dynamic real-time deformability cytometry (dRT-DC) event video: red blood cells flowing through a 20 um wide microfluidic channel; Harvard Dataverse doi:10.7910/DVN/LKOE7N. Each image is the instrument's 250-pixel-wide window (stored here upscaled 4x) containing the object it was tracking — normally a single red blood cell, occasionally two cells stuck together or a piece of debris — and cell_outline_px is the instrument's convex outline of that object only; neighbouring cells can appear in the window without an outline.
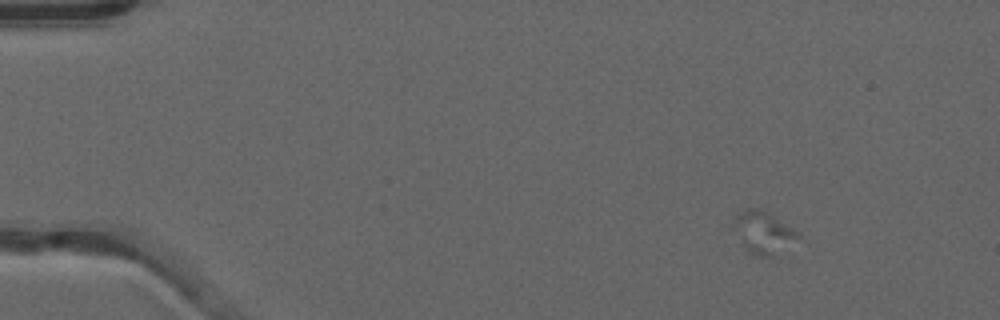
{"species": "common noctule bat (a hibernating species)", "species_latin": "Nyctalus noctula", "temperature_condition": "warm", "stored_images_in_passage": 48, "camera_frame_rate_fps": 3000, "um_per_image_px": 0.085, "animal": {"sex": "male", "forearm_length_mm": 52.5}, "frame": {"image": 1, "passage_image": 1, "time_ms": 0.0, "image_size_px": [1000, 320], "cell_outline_px": [[800, 236], [768, 256], [756, 256], [748, 252], [728, 228], [732, 216], [736, 212], [744, 208], [760, 208], [768, 212], [800, 232]], "centroid_in_image_um": [64.7, 19.67], "position_along_channel_um": 20.3, "area_um2": 16.18}}
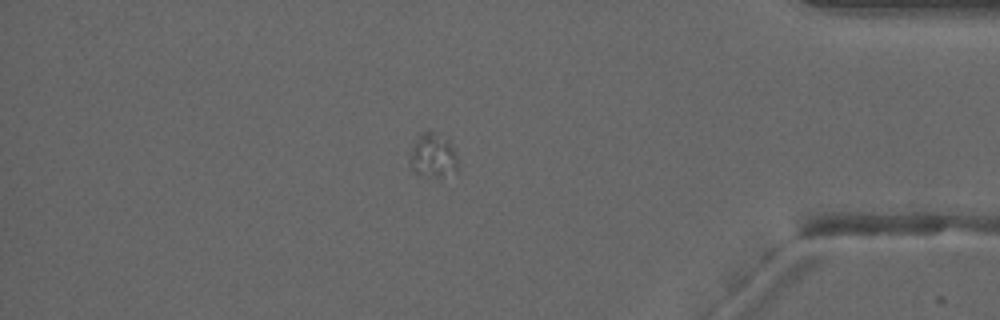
{"frame": {"image": 2, "passage_image": 41, "time_ms": 13.333, "image_size_px": [1000, 320], "cell_outline_px": [[460, 172], [440, 180], [420, 176], [412, 172], [408, 164], [408, 160], [412, 148], [420, 132], [428, 128], [448, 140], [456, 156]], "centroid_in_image_um": [36.8, 13.31], "position_along_channel_um": 398.4, "area_um2": 13.35}}
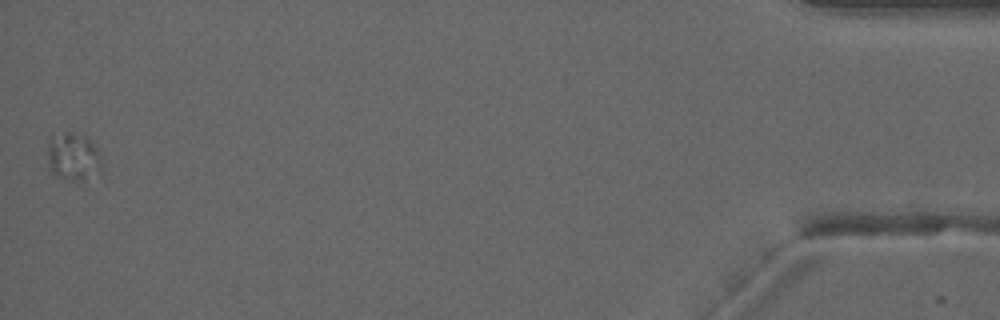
{"frame": {"image": 3, "passage_image": 48, "time_ms": 15.667, "image_size_px": [1000, 320], "cell_outline_px": [[104, 160], [100, 172], [84, 180], [72, 180], [56, 176], [48, 168], [48, 140], [52, 136], [64, 132], [68, 132], [84, 136], [92, 140]], "centroid_in_image_um": [6.25, 13.32], "position_along_channel_um": 428.9, "area_um2": 15.37}}